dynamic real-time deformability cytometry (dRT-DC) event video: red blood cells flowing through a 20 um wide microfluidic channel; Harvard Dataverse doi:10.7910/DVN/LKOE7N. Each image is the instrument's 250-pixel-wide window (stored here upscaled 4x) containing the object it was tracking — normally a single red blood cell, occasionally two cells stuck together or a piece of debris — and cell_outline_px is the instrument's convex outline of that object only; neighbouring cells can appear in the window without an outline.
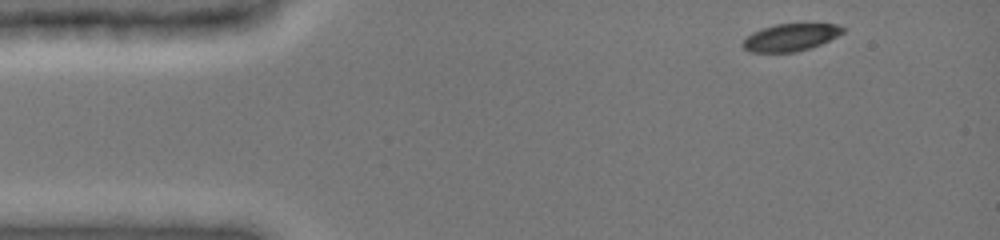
{"species": "common noctule bat (a hibernating species)", "species_latin": "Nyctalus noctula", "temperature_condition": "cold", "stored_images_in_passage": 10, "camera_frame_rate_fps": 3000, "um_per_image_px": 0.085, "animal": {"sex": "female", "body_mass_g": 19.0, "forearm_length_mm": 51.5}, "frame": {"image": 1, "passage_image": 1, "time_ms": 0.0, "image_size_px": [1000, 240], "cell_outline_px": [[844, 32], [820, 44], [796, 52], [748, 52], [740, 44], [752, 32], [760, 28], [776, 24], [840, 24], [844, 28]], "centroid_in_image_um": [67.15, 3.17], "position_along_channel_um": 17.8, "area_um2": 15.84}}
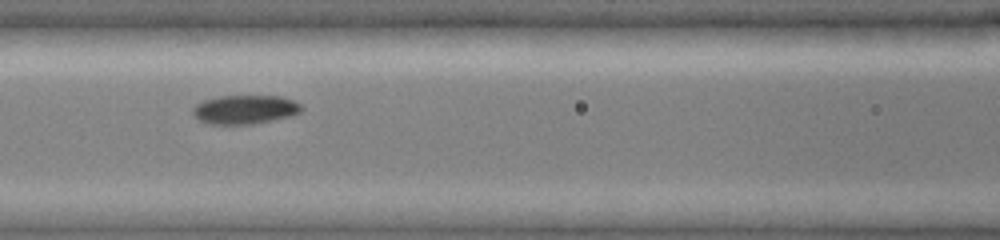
{"frame": {"image": 2, "passage_image": 7, "time_ms": 5.333, "image_size_px": [1000, 240], "cell_outline_px": [[304, 108], [300, 112], [288, 116], [272, 120], [252, 124], [208, 124], [192, 116], [192, 108], [196, 104], [204, 100], [220, 96], [280, 96], [292, 100], [300, 104]], "centroid_in_image_um": [20.78, 9.31], "position_along_channel_um": 145.8, "area_um2": 18.26}}
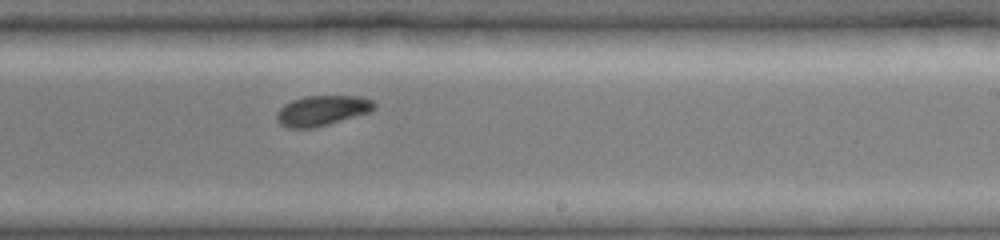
{"frame": {"image": 3, "passage_image": 10, "time_ms": 8.333, "image_size_px": [1000, 240], "cell_outline_px": [[376, 108], [372, 112], [328, 124], [312, 128], [288, 128], [280, 124], [276, 120], [276, 112], [284, 104], [292, 100], [304, 96], [364, 96], [372, 100], [376, 104]], "centroid_in_image_um": [27.4, 9.39], "position_along_channel_um": 261.6, "area_um2": 17.4}}